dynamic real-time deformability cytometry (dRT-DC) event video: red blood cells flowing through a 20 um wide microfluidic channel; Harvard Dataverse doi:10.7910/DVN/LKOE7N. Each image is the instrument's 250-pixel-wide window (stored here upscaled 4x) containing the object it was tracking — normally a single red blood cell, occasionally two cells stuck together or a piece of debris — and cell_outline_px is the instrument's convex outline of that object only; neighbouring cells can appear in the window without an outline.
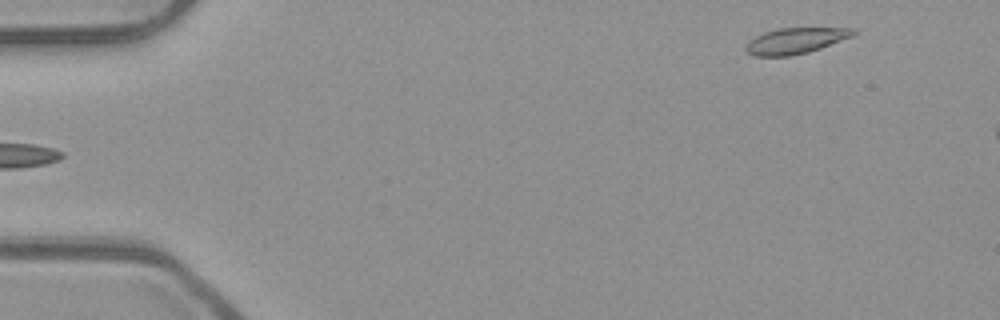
{"species": "common noctule bat (a hibernating species)", "species_latin": "Nyctalus noctula", "temperature_condition": "room temperature", "stored_images_in_passage": 11, "camera_frame_rate_fps": 3000, "um_per_image_px": 0.085, "animal": {"sex": "male", "body_mass_g": 23.1, "forearm_length_mm": 52.7}, "frame": {"image": 1, "passage_image": 1, "time_ms": 0.0, "image_size_px": [1000, 320], "cell_outline_px": [[856, 32], [852, 36], [820, 48], [808, 52], [792, 56], [756, 56], [748, 52], [744, 48], [744, 44], [748, 40], [764, 32], [780, 28], [856, 28]], "centroid_in_image_um": [67.58, 3.46], "position_along_channel_um": 17.4, "area_um2": 16.18}}
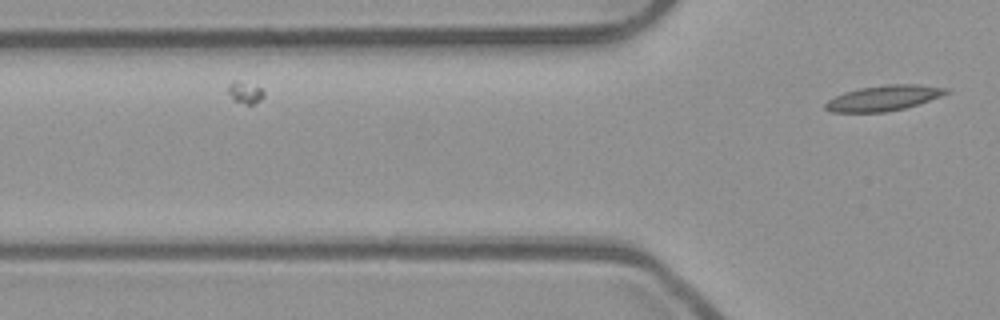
{"frame": {"image": 2, "passage_image": 11, "time_ms": 3.333, "image_size_px": [1000, 320], "cell_outline_px": [[948, 92], [940, 96], [904, 108], [884, 112], [832, 112], [824, 108], [824, 104], [828, 100], [844, 92], [860, 88], [888, 84], [916, 84], [948, 88]], "centroid_in_image_um": [75.06, 8.33], "position_along_channel_um": 50.7, "area_um2": 17.57}}